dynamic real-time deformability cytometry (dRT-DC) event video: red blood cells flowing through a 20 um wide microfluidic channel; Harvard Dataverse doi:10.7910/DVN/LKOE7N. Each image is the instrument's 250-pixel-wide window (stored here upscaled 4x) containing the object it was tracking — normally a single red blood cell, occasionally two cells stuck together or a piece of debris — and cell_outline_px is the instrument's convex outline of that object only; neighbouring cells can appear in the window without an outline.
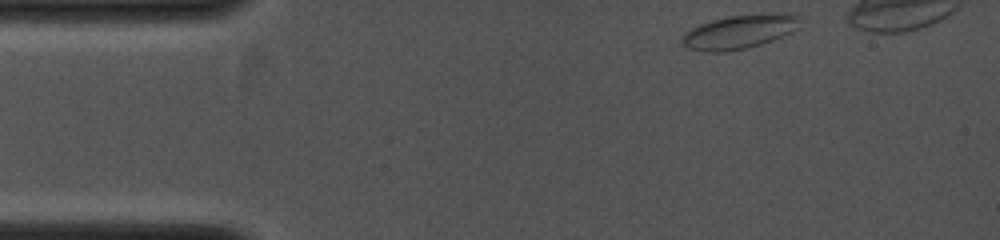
{"species": "common noctule bat (a hibernating species)", "species_latin": "Nyctalus noctula", "temperature_condition": "cold", "stored_images_in_passage": 31, "camera_frame_rate_fps": 4000, "um_per_image_px": 0.085, "animal": {"sex": "female", "body_mass_g": 19.0, "forearm_length_mm": 53.3}, "frame": {"image": 1, "passage_image": 1, "time_ms": 0.0, "image_size_px": [1000, 240], "cell_outline_px": [[800, 16], [796, 28], [792, 32], [772, 40], [748, 48], [728, 52], [704, 52], [688, 48], [680, 40], [692, 28], [700, 24], [712, 20], [728, 16], [760, 12], [792, 12]], "centroid_in_image_um": [62.9, 2.67], "position_along_channel_um": 22.1, "area_um2": 23.64}}
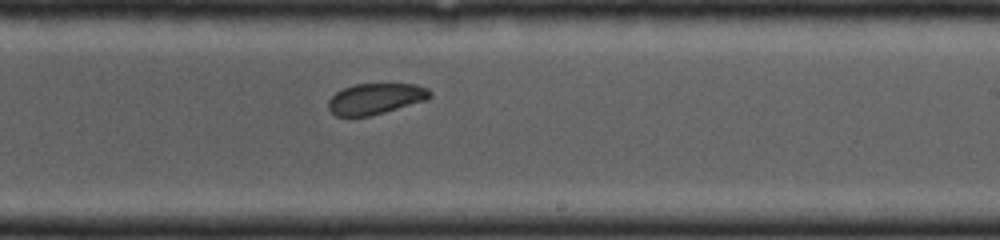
{"frame": {"image": 2, "passage_image": 19, "time_ms": 6.0, "image_size_px": [1000, 240], "cell_outline_px": [[432, 96], [424, 100], [384, 112], [368, 116], [336, 116], [328, 108], [328, 100], [336, 92], [344, 88], [356, 84], [416, 84], [428, 88], [432, 92]], "centroid_in_image_um": [31.91, 8.38], "position_along_channel_um": 257.1, "area_um2": 18.09}}
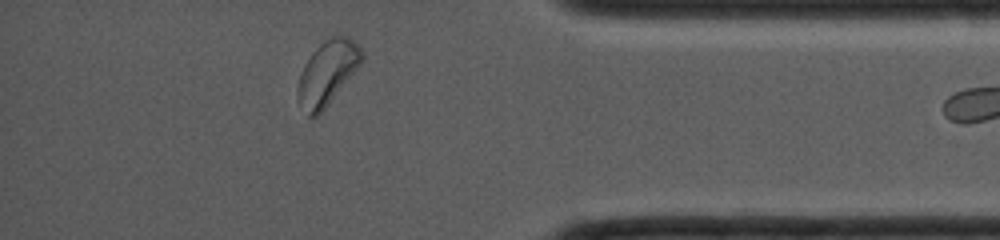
{"frame": {"image": 3, "passage_image": 29, "time_ms": 9.25, "image_size_px": [1000, 240], "cell_outline_px": [[364, 56], [324, 108], [316, 116], [308, 116], [296, 92], [300, 76], [304, 64], [312, 52], [324, 40], [332, 36], [344, 36], [352, 40], [364, 52]], "centroid_in_image_um": [27.79, 6.14], "position_along_channel_um": 407.4, "area_um2": 22.6}}